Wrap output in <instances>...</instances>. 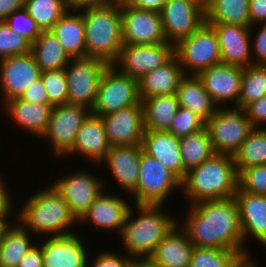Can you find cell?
Segmentation results:
<instances>
[{
    "label": "cell",
    "mask_w": 266,
    "mask_h": 267,
    "mask_svg": "<svg viewBox=\"0 0 266 267\" xmlns=\"http://www.w3.org/2000/svg\"><path fill=\"white\" fill-rule=\"evenodd\" d=\"M183 228L194 247L234 250L243 249L239 210L233 197L204 200L191 205Z\"/></svg>",
    "instance_id": "6da1fadb"
},
{
    "label": "cell",
    "mask_w": 266,
    "mask_h": 267,
    "mask_svg": "<svg viewBox=\"0 0 266 267\" xmlns=\"http://www.w3.org/2000/svg\"><path fill=\"white\" fill-rule=\"evenodd\" d=\"M238 176L234 156L214 153L186 173L181 188L190 198L191 205L204 200L230 198L237 191Z\"/></svg>",
    "instance_id": "7a4b0ae2"
},
{
    "label": "cell",
    "mask_w": 266,
    "mask_h": 267,
    "mask_svg": "<svg viewBox=\"0 0 266 267\" xmlns=\"http://www.w3.org/2000/svg\"><path fill=\"white\" fill-rule=\"evenodd\" d=\"M138 216L134 219L133 209H129L120 234L125 251L133 260L147 259L156 246L177 224L174 217L161 212L163 204H135ZM143 256V257H142Z\"/></svg>",
    "instance_id": "3957f363"
},
{
    "label": "cell",
    "mask_w": 266,
    "mask_h": 267,
    "mask_svg": "<svg viewBox=\"0 0 266 267\" xmlns=\"http://www.w3.org/2000/svg\"><path fill=\"white\" fill-rule=\"evenodd\" d=\"M85 24L86 57L113 64L123 44L121 4L80 10Z\"/></svg>",
    "instance_id": "277c9868"
},
{
    "label": "cell",
    "mask_w": 266,
    "mask_h": 267,
    "mask_svg": "<svg viewBox=\"0 0 266 267\" xmlns=\"http://www.w3.org/2000/svg\"><path fill=\"white\" fill-rule=\"evenodd\" d=\"M17 219L23 228H30L33 234L50 233L48 235L52 234L51 237L74 234L68 231V227L78 222L52 185L30 196Z\"/></svg>",
    "instance_id": "5b68a950"
},
{
    "label": "cell",
    "mask_w": 266,
    "mask_h": 267,
    "mask_svg": "<svg viewBox=\"0 0 266 267\" xmlns=\"http://www.w3.org/2000/svg\"><path fill=\"white\" fill-rule=\"evenodd\" d=\"M215 154L234 156L248 134L254 129L244 109L217 107L214 115L205 123Z\"/></svg>",
    "instance_id": "8992f818"
},
{
    "label": "cell",
    "mask_w": 266,
    "mask_h": 267,
    "mask_svg": "<svg viewBox=\"0 0 266 267\" xmlns=\"http://www.w3.org/2000/svg\"><path fill=\"white\" fill-rule=\"evenodd\" d=\"M174 55L178 58L185 75H187L185 71L190 70L192 71L190 74L197 75L199 72L221 63L216 32L205 22L197 31L174 46Z\"/></svg>",
    "instance_id": "52a82bcc"
},
{
    "label": "cell",
    "mask_w": 266,
    "mask_h": 267,
    "mask_svg": "<svg viewBox=\"0 0 266 267\" xmlns=\"http://www.w3.org/2000/svg\"><path fill=\"white\" fill-rule=\"evenodd\" d=\"M140 101L138 80L121 73L111 64L102 73L91 113L103 116Z\"/></svg>",
    "instance_id": "ba28073f"
},
{
    "label": "cell",
    "mask_w": 266,
    "mask_h": 267,
    "mask_svg": "<svg viewBox=\"0 0 266 267\" xmlns=\"http://www.w3.org/2000/svg\"><path fill=\"white\" fill-rule=\"evenodd\" d=\"M70 63V67L67 65L64 68L68 86V104L82 105L92 110L100 78L109 64L95 57L71 58Z\"/></svg>",
    "instance_id": "9c48e42d"
},
{
    "label": "cell",
    "mask_w": 266,
    "mask_h": 267,
    "mask_svg": "<svg viewBox=\"0 0 266 267\" xmlns=\"http://www.w3.org/2000/svg\"><path fill=\"white\" fill-rule=\"evenodd\" d=\"M180 189L181 180L157 159L141 153L138 182L131 193L135 204H164L167 196Z\"/></svg>",
    "instance_id": "30bf717a"
},
{
    "label": "cell",
    "mask_w": 266,
    "mask_h": 267,
    "mask_svg": "<svg viewBox=\"0 0 266 267\" xmlns=\"http://www.w3.org/2000/svg\"><path fill=\"white\" fill-rule=\"evenodd\" d=\"M159 12L164 36L174 46L206 22L205 0H168Z\"/></svg>",
    "instance_id": "8fae6325"
},
{
    "label": "cell",
    "mask_w": 266,
    "mask_h": 267,
    "mask_svg": "<svg viewBox=\"0 0 266 267\" xmlns=\"http://www.w3.org/2000/svg\"><path fill=\"white\" fill-rule=\"evenodd\" d=\"M90 113L91 110L82 105L53 106L47 129L41 138L49 139L56 155L66 156L73 147L79 128Z\"/></svg>",
    "instance_id": "7c38bea8"
},
{
    "label": "cell",
    "mask_w": 266,
    "mask_h": 267,
    "mask_svg": "<svg viewBox=\"0 0 266 267\" xmlns=\"http://www.w3.org/2000/svg\"><path fill=\"white\" fill-rule=\"evenodd\" d=\"M174 56V45L169 42L152 45L124 44L113 63L119 71L139 80L148 72L164 65ZM118 64V65H117Z\"/></svg>",
    "instance_id": "4fadbf2b"
},
{
    "label": "cell",
    "mask_w": 266,
    "mask_h": 267,
    "mask_svg": "<svg viewBox=\"0 0 266 267\" xmlns=\"http://www.w3.org/2000/svg\"><path fill=\"white\" fill-rule=\"evenodd\" d=\"M123 44L152 45L167 42L160 12L121 3Z\"/></svg>",
    "instance_id": "5bb4252c"
},
{
    "label": "cell",
    "mask_w": 266,
    "mask_h": 267,
    "mask_svg": "<svg viewBox=\"0 0 266 267\" xmlns=\"http://www.w3.org/2000/svg\"><path fill=\"white\" fill-rule=\"evenodd\" d=\"M102 179L79 171L55 181L52 186L63 197L70 212L79 221L103 190Z\"/></svg>",
    "instance_id": "9a60e30c"
},
{
    "label": "cell",
    "mask_w": 266,
    "mask_h": 267,
    "mask_svg": "<svg viewBox=\"0 0 266 267\" xmlns=\"http://www.w3.org/2000/svg\"><path fill=\"white\" fill-rule=\"evenodd\" d=\"M101 118L110 146L142 145L145 129L141 101Z\"/></svg>",
    "instance_id": "2e32d148"
},
{
    "label": "cell",
    "mask_w": 266,
    "mask_h": 267,
    "mask_svg": "<svg viewBox=\"0 0 266 267\" xmlns=\"http://www.w3.org/2000/svg\"><path fill=\"white\" fill-rule=\"evenodd\" d=\"M0 72L5 102L20 98L42 73L31 53L0 59Z\"/></svg>",
    "instance_id": "e0dca14e"
},
{
    "label": "cell",
    "mask_w": 266,
    "mask_h": 267,
    "mask_svg": "<svg viewBox=\"0 0 266 267\" xmlns=\"http://www.w3.org/2000/svg\"><path fill=\"white\" fill-rule=\"evenodd\" d=\"M242 74L243 67L221 62L199 72L197 76L217 106L230 100L238 108Z\"/></svg>",
    "instance_id": "ac0fdd59"
},
{
    "label": "cell",
    "mask_w": 266,
    "mask_h": 267,
    "mask_svg": "<svg viewBox=\"0 0 266 267\" xmlns=\"http://www.w3.org/2000/svg\"><path fill=\"white\" fill-rule=\"evenodd\" d=\"M218 37L221 62L240 67L253 65L251 60L250 26L236 24L207 23ZM252 61V62H251Z\"/></svg>",
    "instance_id": "d6986e66"
},
{
    "label": "cell",
    "mask_w": 266,
    "mask_h": 267,
    "mask_svg": "<svg viewBox=\"0 0 266 267\" xmlns=\"http://www.w3.org/2000/svg\"><path fill=\"white\" fill-rule=\"evenodd\" d=\"M41 247L43 267H89L87 250L75 233L49 236Z\"/></svg>",
    "instance_id": "ffe728a7"
},
{
    "label": "cell",
    "mask_w": 266,
    "mask_h": 267,
    "mask_svg": "<svg viewBox=\"0 0 266 267\" xmlns=\"http://www.w3.org/2000/svg\"><path fill=\"white\" fill-rule=\"evenodd\" d=\"M234 198L239 210L243 241L251 235L266 246V196L246 192L238 186Z\"/></svg>",
    "instance_id": "44dd1931"
},
{
    "label": "cell",
    "mask_w": 266,
    "mask_h": 267,
    "mask_svg": "<svg viewBox=\"0 0 266 267\" xmlns=\"http://www.w3.org/2000/svg\"><path fill=\"white\" fill-rule=\"evenodd\" d=\"M143 152L157 159L181 181L184 179V165L180 155V138L168 131H144Z\"/></svg>",
    "instance_id": "7402d4cb"
},
{
    "label": "cell",
    "mask_w": 266,
    "mask_h": 267,
    "mask_svg": "<svg viewBox=\"0 0 266 267\" xmlns=\"http://www.w3.org/2000/svg\"><path fill=\"white\" fill-rule=\"evenodd\" d=\"M142 145L111 146L105 161L123 191L132 193L138 182Z\"/></svg>",
    "instance_id": "603a6c76"
},
{
    "label": "cell",
    "mask_w": 266,
    "mask_h": 267,
    "mask_svg": "<svg viewBox=\"0 0 266 267\" xmlns=\"http://www.w3.org/2000/svg\"><path fill=\"white\" fill-rule=\"evenodd\" d=\"M177 223L148 258L161 267H190L194 246ZM181 229V230H178ZM180 231V232H179ZM182 231V232H181Z\"/></svg>",
    "instance_id": "cb8c5ba5"
},
{
    "label": "cell",
    "mask_w": 266,
    "mask_h": 267,
    "mask_svg": "<svg viewBox=\"0 0 266 267\" xmlns=\"http://www.w3.org/2000/svg\"><path fill=\"white\" fill-rule=\"evenodd\" d=\"M110 147L101 116L90 113L79 128L73 147L67 154L78 152L93 163L100 164Z\"/></svg>",
    "instance_id": "d4e9b609"
},
{
    "label": "cell",
    "mask_w": 266,
    "mask_h": 267,
    "mask_svg": "<svg viewBox=\"0 0 266 267\" xmlns=\"http://www.w3.org/2000/svg\"><path fill=\"white\" fill-rule=\"evenodd\" d=\"M184 76L179 60L174 55L164 65L148 72L138 80L140 100L176 93Z\"/></svg>",
    "instance_id": "484cf974"
},
{
    "label": "cell",
    "mask_w": 266,
    "mask_h": 267,
    "mask_svg": "<svg viewBox=\"0 0 266 267\" xmlns=\"http://www.w3.org/2000/svg\"><path fill=\"white\" fill-rule=\"evenodd\" d=\"M130 209V205L118 196L104 195L103 191L90 205L87 212L78 221L79 223L91 220L93 225L109 230H119L121 234L126 215Z\"/></svg>",
    "instance_id": "4316f807"
},
{
    "label": "cell",
    "mask_w": 266,
    "mask_h": 267,
    "mask_svg": "<svg viewBox=\"0 0 266 267\" xmlns=\"http://www.w3.org/2000/svg\"><path fill=\"white\" fill-rule=\"evenodd\" d=\"M180 107L189 109L205 123L214 115L217 106L197 75H185L176 90Z\"/></svg>",
    "instance_id": "83f0119b"
},
{
    "label": "cell",
    "mask_w": 266,
    "mask_h": 267,
    "mask_svg": "<svg viewBox=\"0 0 266 267\" xmlns=\"http://www.w3.org/2000/svg\"><path fill=\"white\" fill-rule=\"evenodd\" d=\"M5 105L6 112L16 125L42 137L50 120L51 105L34 104L20 98L7 100Z\"/></svg>",
    "instance_id": "f1b7e54d"
},
{
    "label": "cell",
    "mask_w": 266,
    "mask_h": 267,
    "mask_svg": "<svg viewBox=\"0 0 266 267\" xmlns=\"http://www.w3.org/2000/svg\"><path fill=\"white\" fill-rule=\"evenodd\" d=\"M68 10L50 31L58 38L70 58L86 57L85 24L82 13Z\"/></svg>",
    "instance_id": "f546056e"
},
{
    "label": "cell",
    "mask_w": 266,
    "mask_h": 267,
    "mask_svg": "<svg viewBox=\"0 0 266 267\" xmlns=\"http://www.w3.org/2000/svg\"><path fill=\"white\" fill-rule=\"evenodd\" d=\"M145 131H168L180 105L175 93L141 100Z\"/></svg>",
    "instance_id": "4dcf8cb0"
},
{
    "label": "cell",
    "mask_w": 266,
    "mask_h": 267,
    "mask_svg": "<svg viewBox=\"0 0 266 267\" xmlns=\"http://www.w3.org/2000/svg\"><path fill=\"white\" fill-rule=\"evenodd\" d=\"M31 54L41 71L64 69L70 57L52 31H43L31 45Z\"/></svg>",
    "instance_id": "1f68e13d"
},
{
    "label": "cell",
    "mask_w": 266,
    "mask_h": 267,
    "mask_svg": "<svg viewBox=\"0 0 266 267\" xmlns=\"http://www.w3.org/2000/svg\"><path fill=\"white\" fill-rule=\"evenodd\" d=\"M27 230L29 229L23 228L20 223L3 229L0 237V267H18L19 262L34 245Z\"/></svg>",
    "instance_id": "d6a6232c"
},
{
    "label": "cell",
    "mask_w": 266,
    "mask_h": 267,
    "mask_svg": "<svg viewBox=\"0 0 266 267\" xmlns=\"http://www.w3.org/2000/svg\"><path fill=\"white\" fill-rule=\"evenodd\" d=\"M205 20L250 26L249 0H205Z\"/></svg>",
    "instance_id": "836d02e7"
},
{
    "label": "cell",
    "mask_w": 266,
    "mask_h": 267,
    "mask_svg": "<svg viewBox=\"0 0 266 267\" xmlns=\"http://www.w3.org/2000/svg\"><path fill=\"white\" fill-rule=\"evenodd\" d=\"M214 154L206 127L180 138V155L186 173L205 162Z\"/></svg>",
    "instance_id": "e575fe53"
},
{
    "label": "cell",
    "mask_w": 266,
    "mask_h": 267,
    "mask_svg": "<svg viewBox=\"0 0 266 267\" xmlns=\"http://www.w3.org/2000/svg\"><path fill=\"white\" fill-rule=\"evenodd\" d=\"M238 174L245 168L266 165V128H254L234 155Z\"/></svg>",
    "instance_id": "d590c367"
},
{
    "label": "cell",
    "mask_w": 266,
    "mask_h": 267,
    "mask_svg": "<svg viewBox=\"0 0 266 267\" xmlns=\"http://www.w3.org/2000/svg\"><path fill=\"white\" fill-rule=\"evenodd\" d=\"M24 8L42 31L53 25L68 11L69 0H25Z\"/></svg>",
    "instance_id": "8d00e7d4"
},
{
    "label": "cell",
    "mask_w": 266,
    "mask_h": 267,
    "mask_svg": "<svg viewBox=\"0 0 266 267\" xmlns=\"http://www.w3.org/2000/svg\"><path fill=\"white\" fill-rule=\"evenodd\" d=\"M266 96V65H250L243 68L238 108Z\"/></svg>",
    "instance_id": "74e56055"
},
{
    "label": "cell",
    "mask_w": 266,
    "mask_h": 267,
    "mask_svg": "<svg viewBox=\"0 0 266 267\" xmlns=\"http://www.w3.org/2000/svg\"><path fill=\"white\" fill-rule=\"evenodd\" d=\"M242 256L234 250L194 247L190 267H233Z\"/></svg>",
    "instance_id": "f35d334b"
},
{
    "label": "cell",
    "mask_w": 266,
    "mask_h": 267,
    "mask_svg": "<svg viewBox=\"0 0 266 267\" xmlns=\"http://www.w3.org/2000/svg\"><path fill=\"white\" fill-rule=\"evenodd\" d=\"M49 104L53 106L68 104V86L65 69L48 70L41 73Z\"/></svg>",
    "instance_id": "ab89813d"
},
{
    "label": "cell",
    "mask_w": 266,
    "mask_h": 267,
    "mask_svg": "<svg viewBox=\"0 0 266 267\" xmlns=\"http://www.w3.org/2000/svg\"><path fill=\"white\" fill-rule=\"evenodd\" d=\"M31 53V44L13 31L5 21L0 22V59Z\"/></svg>",
    "instance_id": "60d3db41"
},
{
    "label": "cell",
    "mask_w": 266,
    "mask_h": 267,
    "mask_svg": "<svg viewBox=\"0 0 266 267\" xmlns=\"http://www.w3.org/2000/svg\"><path fill=\"white\" fill-rule=\"evenodd\" d=\"M5 22L13 31L23 36L31 45L43 32L24 7L11 13Z\"/></svg>",
    "instance_id": "b9f144b4"
},
{
    "label": "cell",
    "mask_w": 266,
    "mask_h": 267,
    "mask_svg": "<svg viewBox=\"0 0 266 267\" xmlns=\"http://www.w3.org/2000/svg\"><path fill=\"white\" fill-rule=\"evenodd\" d=\"M205 127V122L194 112L179 107L175 117L172 119L168 132L176 137H183L195 133Z\"/></svg>",
    "instance_id": "7bdbcfd3"
},
{
    "label": "cell",
    "mask_w": 266,
    "mask_h": 267,
    "mask_svg": "<svg viewBox=\"0 0 266 267\" xmlns=\"http://www.w3.org/2000/svg\"><path fill=\"white\" fill-rule=\"evenodd\" d=\"M238 186L246 192L266 196V165L243 169L238 176Z\"/></svg>",
    "instance_id": "ee69618b"
},
{
    "label": "cell",
    "mask_w": 266,
    "mask_h": 267,
    "mask_svg": "<svg viewBox=\"0 0 266 267\" xmlns=\"http://www.w3.org/2000/svg\"><path fill=\"white\" fill-rule=\"evenodd\" d=\"M111 251H105L100 253L95 260L92 262L93 265H89V267H131L133 259L128 255L123 257L120 255H115V253Z\"/></svg>",
    "instance_id": "f6af8a7d"
},
{
    "label": "cell",
    "mask_w": 266,
    "mask_h": 267,
    "mask_svg": "<svg viewBox=\"0 0 266 267\" xmlns=\"http://www.w3.org/2000/svg\"><path fill=\"white\" fill-rule=\"evenodd\" d=\"M244 111L253 128H261L262 123L263 125L266 123V96L249 103Z\"/></svg>",
    "instance_id": "bcb514c9"
},
{
    "label": "cell",
    "mask_w": 266,
    "mask_h": 267,
    "mask_svg": "<svg viewBox=\"0 0 266 267\" xmlns=\"http://www.w3.org/2000/svg\"><path fill=\"white\" fill-rule=\"evenodd\" d=\"M20 99L34 104L50 105L41 77L22 94Z\"/></svg>",
    "instance_id": "7dc6e473"
},
{
    "label": "cell",
    "mask_w": 266,
    "mask_h": 267,
    "mask_svg": "<svg viewBox=\"0 0 266 267\" xmlns=\"http://www.w3.org/2000/svg\"><path fill=\"white\" fill-rule=\"evenodd\" d=\"M254 45L251 44L252 53L256 55L258 59L253 62L254 65H266V24H262V28L256 34Z\"/></svg>",
    "instance_id": "c3c4849f"
},
{
    "label": "cell",
    "mask_w": 266,
    "mask_h": 267,
    "mask_svg": "<svg viewBox=\"0 0 266 267\" xmlns=\"http://www.w3.org/2000/svg\"><path fill=\"white\" fill-rule=\"evenodd\" d=\"M249 14L250 27L266 24V0H249Z\"/></svg>",
    "instance_id": "681fc988"
},
{
    "label": "cell",
    "mask_w": 266,
    "mask_h": 267,
    "mask_svg": "<svg viewBox=\"0 0 266 267\" xmlns=\"http://www.w3.org/2000/svg\"><path fill=\"white\" fill-rule=\"evenodd\" d=\"M0 178V223H3L5 226H9L10 223L7 222V218L11 214L12 210V199L10 198L8 194V189H6L4 186V182L1 181Z\"/></svg>",
    "instance_id": "f907efd6"
},
{
    "label": "cell",
    "mask_w": 266,
    "mask_h": 267,
    "mask_svg": "<svg viewBox=\"0 0 266 267\" xmlns=\"http://www.w3.org/2000/svg\"><path fill=\"white\" fill-rule=\"evenodd\" d=\"M18 267H43L42 247L33 245L19 262Z\"/></svg>",
    "instance_id": "816d5d0a"
},
{
    "label": "cell",
    "mask_w": 266,
    "mask_h": 267,
    "mask_svg": "<svg viewBox=\"0 0 266 267\" xmlns=\"http://www.w3.org/2000/svg\"><path fill=\"white\" fill-rule=\"evenodd\" d=\"M114 3L112 0H69L70 10L77 11L86 8L102 7Z\"/></svg>",
    "instance_id": "f5cc1de1"
},
{
    "label": "cell",
    "mask_w": 266,
    "mask_h": 267,
    "mask_svg": "<svg viewBox=\"0 0 266 267\" xmlns=\"http://www.w3.org/2000/svg\"><path fill=\"white\" fill-rule=\"evenodd\" d=\"M24 2L25 0H0V22L5 21L15 10L23 8Z\"/></svg>",
    "instance_id": "db71d44e"
},
{
    "label": "cell",
    "mask_w": 266,
    "mask_h": 267,
    "mask_svg": "<svg viewBox=\"0 0 266 267\" xmlns=\"http://www.w3.org/2000/svg\"><path fill=\"white\" fill-rule=\"evenodd\" d=\"M167 1L168 0H128L126 4L131 7H136L139 9L152 10V11L159 12L162 6Z\"/></svg>",
    "instance_id": "11a10c76"
},
{
    "label": "cell",
    "mask_w": 266,
    "mask_h": 267,
    "mask_svg": "<svg viewBox=\"0 0 266 267\" xmlns=\"http://www.w3.org/2000/svg\"><path fill=\"white\" fill-rule=\"evenodd\" d=\"M252 261V262H251ZM233 267H258L251 260L250 254L242 256Z\"/></svg>",
    "instance_id": "9f6ffc18"
},
{
    "label": "cell",
    "mask_w": 266,
    "mask_h": 267,
    "mask_svg": "<svg viewBox=\"0 0 266 267\" xmlns=\"http://www.w3.org/2000/svg\"><path fill=\"white\" fill-rule=\"evenodd\" d=\"M131 267H161L153 263L151 260L147 259H135L133 260Z\"/></svg>",
    "instance_id": "6f0895ef"
},
{
    "label": "cell",
    "mask_w": 266,
    "mask_h": 267,
    "mask_svg": "<svg viewBox=\"0 0 266 267\" xmlns=\"http://www.w3.org/2000/svg\"><path fill=\"white\" fill-rule=\"evenodd\" d=\"M114 3H126L128 0H112Z\"/></svg>",
    "instance_id": "680465c9"
},
{
    "label": "cell",
    "mask_w": 266,
    "mask_h": 267,
    "mask_svg": "<svg viewBox=\"0 0 266 267\" xmlns=\"http://www.w3.org/2000/svg\"><path fill=\"white\" fill-rule=\"evenodd\" d=\"M5 227H6V226H5L3 223H0V237H1L2 231H3V229H4Z\"/></svg>",
    "instance_id": "91938a15"
}]
</instances>
